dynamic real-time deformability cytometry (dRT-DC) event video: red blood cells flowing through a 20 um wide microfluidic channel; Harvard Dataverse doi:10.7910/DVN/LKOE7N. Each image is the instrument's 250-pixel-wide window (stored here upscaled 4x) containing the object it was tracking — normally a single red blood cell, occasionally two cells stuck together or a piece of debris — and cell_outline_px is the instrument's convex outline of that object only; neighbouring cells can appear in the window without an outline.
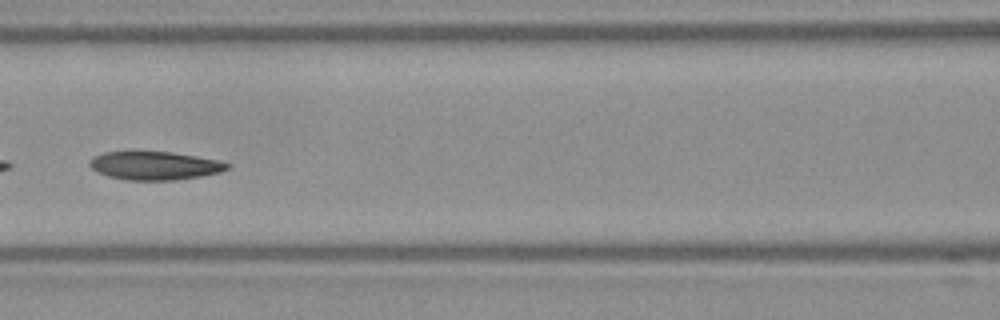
{"species": "Egyptian fruit bat (a non-hibernating species)", "species_latin": "Rousettus aegyptiacus", "temperature_condition": "warm", "stored_images_in_passage": 39, "camera_frame_rate_fps": 3000, "um_per_image_px": 0.085, "frame": {"image": 1, "passage_image": 14, "time_ms": 4.333, "image_size_px": [1000, 320], "cell_outline_px": [[232, 168], [220, 172], [204, 176], [176, 180], [128, 180], [108, 176], [96, 172], [88, 164], [88, 160], [92, 156], [104, 152], [172, 152], [196, 156], [216, 160], [232, 164]], "centroid_in_image_um": [13.16, 14.08], "position_along_channel_um": 153.4, "area_um2": 22.95}}
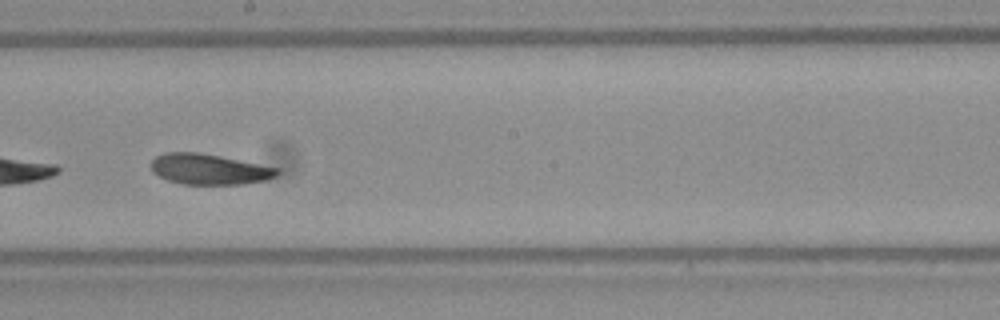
{"frame": {"image": 2, "passage_image": 20, "time_ms": 6.333, "image_size_px": [1000, 320], "cell_outline_px": [[280, 172], [276, 176], [264, 180], [244, 184], [184, 184], [168, 180], [152, 172], [148, 164], [156, 156], [168, 152], [200, 152], [280, 168]], "centroid_in_image_um": [17.76, 14.38], "position_along_channel_um": 230.4, "area_um2": 22.54}}
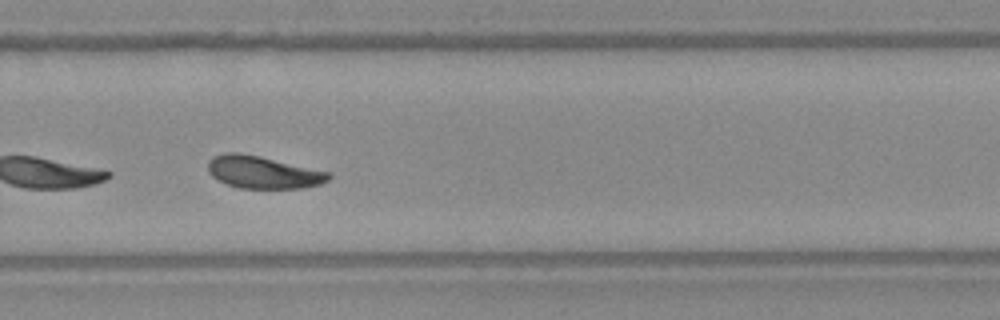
{"frame": {"image": 3, "passage_image": 26, "time_ms": 8.333, "image_size_px": [1000, 320], "cell_outline_px": [[332, 176], [328, 180], [320, 184], [304, 188], [240, 188], [228, 184], [212, 176], [208, 172], [208, 160], [212, 156], [224, 152], [240, 152], [260, 156], [332, 172]], "centroid_in_image_um": [22.37, 14.62], "position_along_channel_um": 307.4, "area_um2": 23.0}, "authors_computed_cell_mechanics": {"area_um2": 22.9466, "velocity_mm_per_s": 3.857, "shape_relaxation_time_tau1_ms": 7.8938, "shape_relaxation_time_tau2_ms": 5.9472, "deformation_change_tau1": 0.1988, "deformation_change_tau2": 0.1008}}